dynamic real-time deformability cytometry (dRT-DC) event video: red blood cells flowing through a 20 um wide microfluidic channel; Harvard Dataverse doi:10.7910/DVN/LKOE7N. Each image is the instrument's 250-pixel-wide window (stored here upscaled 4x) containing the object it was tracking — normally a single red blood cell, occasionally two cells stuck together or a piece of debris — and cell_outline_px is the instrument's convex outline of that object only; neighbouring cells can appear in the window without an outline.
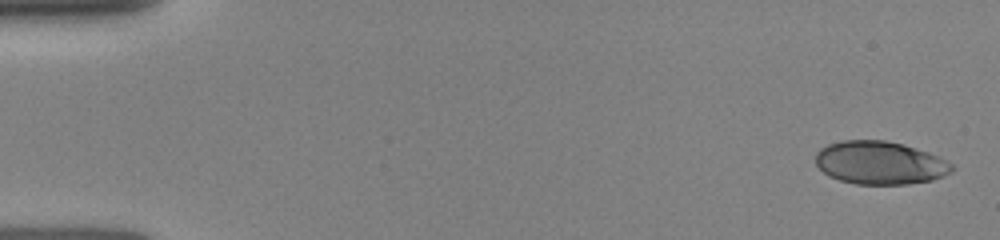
{"species": "human", "species_latin": "Homo sapiens", "temperature_condition": "room temperature", "stored_images_in_passage": 18, "camera_frame_rate_fps": 3000, "um_per_image_px": 0.085, "donor": {"sex": "female"}, "frame": {"image": 1, "passage_image": 1, "time_ms": 0.0, "image_size_px": [1000, 240], "cell_outline_px": [[956, 168], [952, 172], [944, 176], [932, 180], [908, 184], [856, 184], [840, 180], [828, 176], [816, 164], [816, 152], [820, 148], [828, 144], [844, 140], [884, 140], [904, 144], [928, 152], [952, 164]], "centroid_in_image_um": [74.8, 13.84], "position_along_channel_um": 10.2, "area_um2": 34.28}}
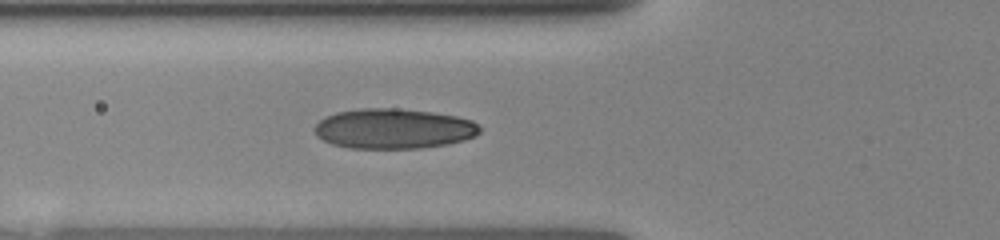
{"frame": {"image": 2, "passage_image": 11, "time_ms": 5.333, "image_size_px": [1000, 240], "cell_outline_px": [[480, 132], [476, 136], [464, 140], [448, 144], [420, 148], [348, 148], [332, 144], [316, 136], [312, 128], [324, 116], [336, 112], [360, 108], [396, 108], [432, 112], [456, 116], [472, 120], [480, 128]], "centroid_in_image_um": [33.43, 10.93], "position_along_channel_um": 92.4, "area_um2": 38.84}}
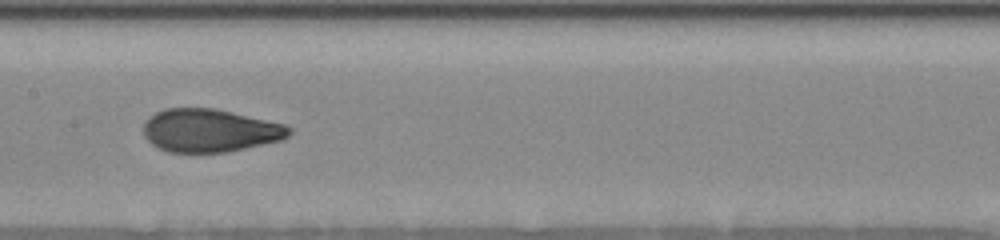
{"frame": {"image": 3, "passage_image": 16, "time_ms": 7.667, "image_size_px": [1000, 240], "cell_outline_px": [[292, 132], [288, 136], [280, 140], [228, 152], [168, 152], [152, 144], [144, 136], [144, 124], [156, 112], [164, 108], [216, 108], [284, 124], [292, 128]], "centroid_in_image_um": [17.85, 11.09], "position_along_channel_um": 189.6, "area_um2": 36.36}}